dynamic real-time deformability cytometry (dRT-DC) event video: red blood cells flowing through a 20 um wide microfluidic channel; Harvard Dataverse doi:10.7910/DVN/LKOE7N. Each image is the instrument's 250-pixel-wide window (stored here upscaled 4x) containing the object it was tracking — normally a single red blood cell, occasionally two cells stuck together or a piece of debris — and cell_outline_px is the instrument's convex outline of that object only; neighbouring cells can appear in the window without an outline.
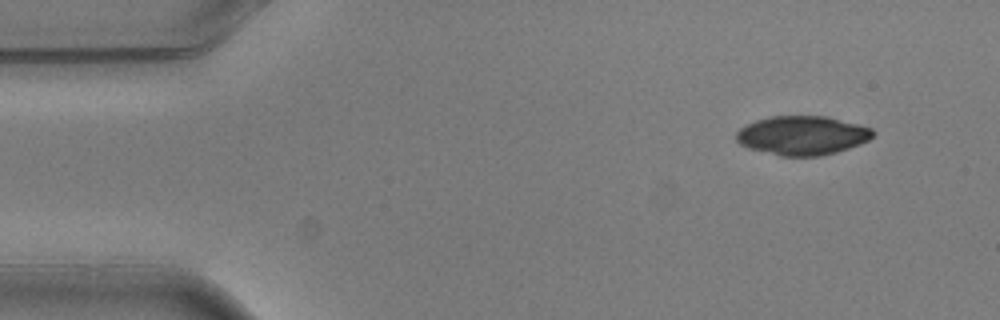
{"species": "common noctule bat (a hibernating species)", "species_latin": "Nyctalus noctula", "temperature_condition": "warm", "stored_images_in_passage": 4, "camera_frame_rate_fps": 3000, "um_per_image_px": 0.085, "animal": {"sex": "male", "body_mass_g": 20.5, "forearm_length_mm": 52.5}, "frame": {"image": 1, "passage_image": 1, "time_ms": 0.0, "image_size_px": [1000, 320], "cell_outline_px": [[876, 132], [868, 140], [860, 144], [836, 152], [820, 156], [780, 156], [748, 148], [740, 144], [736, 140], [736, 132], [740, 128], [756, 120], [772, 116], [828, 116], [872, 128]], "centroid_in_image_um": [68.19, 11.51], "position_along_channel_um": 16.8, "area_um2": 31.1}}